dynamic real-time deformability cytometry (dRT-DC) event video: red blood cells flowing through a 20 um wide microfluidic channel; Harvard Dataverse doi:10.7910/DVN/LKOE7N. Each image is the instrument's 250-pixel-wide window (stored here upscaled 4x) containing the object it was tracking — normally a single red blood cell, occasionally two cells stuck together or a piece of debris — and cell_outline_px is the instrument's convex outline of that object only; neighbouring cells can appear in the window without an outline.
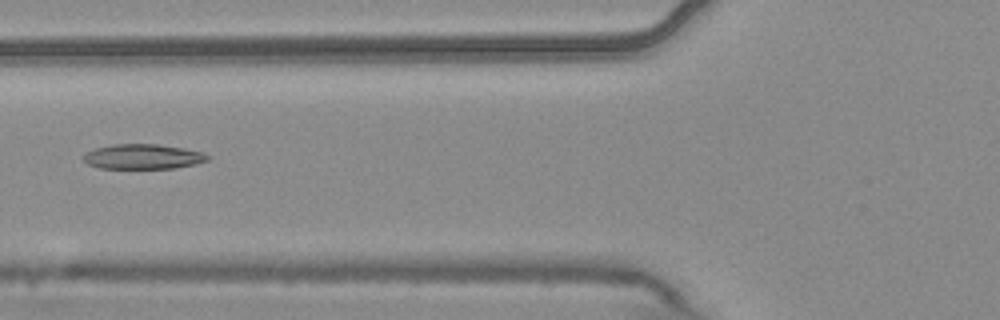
{"species": "common noctule bat (a hibernating species)", "species_latin": "Nyctalus noctula", "temperature_condition": "warm", "stored_images_in_passage": 6, "camera_frame_rate_fps": 3000, "um_per_image_px": 0.085, "animal": {"sex": "male", "body_mass_g": 20.4}, "frame": {"image": 1, "passage_image": 6, "time_ms": 1.667, "image_size_px": [1000, 320], "cell_outline_px": [[212, 156], [208, 160], [196, 164], [176, 168], [100, 168], [88, 164], [84, 160], [84, 156], [88, 152], [96, 148], [112, 144], [160, 144], [184, 148], [200, 152]], "centroid_in_image_um": [12.2, 13.31], "position_along_channel_um": 113.6, "area_um2": 17.98}}